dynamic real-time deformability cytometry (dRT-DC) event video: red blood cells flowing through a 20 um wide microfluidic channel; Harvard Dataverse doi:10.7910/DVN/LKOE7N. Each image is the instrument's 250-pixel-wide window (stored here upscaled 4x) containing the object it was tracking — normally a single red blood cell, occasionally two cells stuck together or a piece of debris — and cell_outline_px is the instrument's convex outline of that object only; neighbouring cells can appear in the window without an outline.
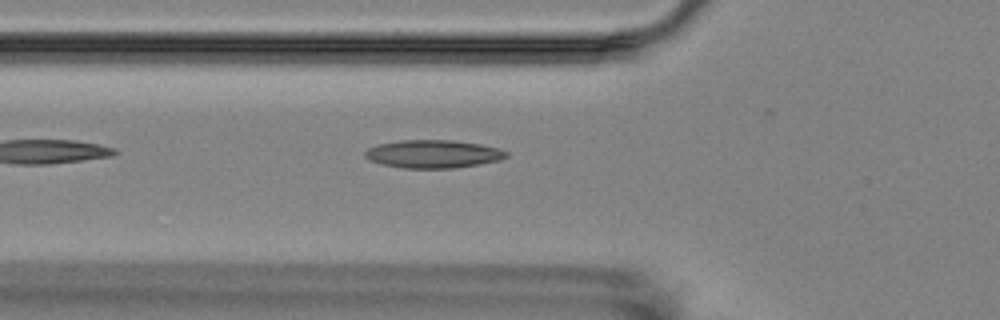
{"species": "Egyptian fruit bat (a non-hibernating species)", "species_latin": "Rousettus aegyptiacus", "temperature_condition": "room temperature", "stored_images_in_passage": 5, "camera_frame_rate_fps": 3000, "um_per_image_px": 0.085, "animal": {"sex": "female"}, "frame": {"image": 1, "passage_image": 5, "time_ms": 5.0, "image_size_px": [1000, 320], "cell_outline_px": [[508, 156], [500, 160], [452, 168], [404, 168], [380, 164], [368, 160], [364, 156], [364, 152], [368, 148], [380, 144], [400, 140], [452, 140], [480, 144], [496, 148], [508, 152]], "centroid_in_image_um": [36.77, 13.09], "position_along_channel_um": 89.0, "area_um2": 22.95}}